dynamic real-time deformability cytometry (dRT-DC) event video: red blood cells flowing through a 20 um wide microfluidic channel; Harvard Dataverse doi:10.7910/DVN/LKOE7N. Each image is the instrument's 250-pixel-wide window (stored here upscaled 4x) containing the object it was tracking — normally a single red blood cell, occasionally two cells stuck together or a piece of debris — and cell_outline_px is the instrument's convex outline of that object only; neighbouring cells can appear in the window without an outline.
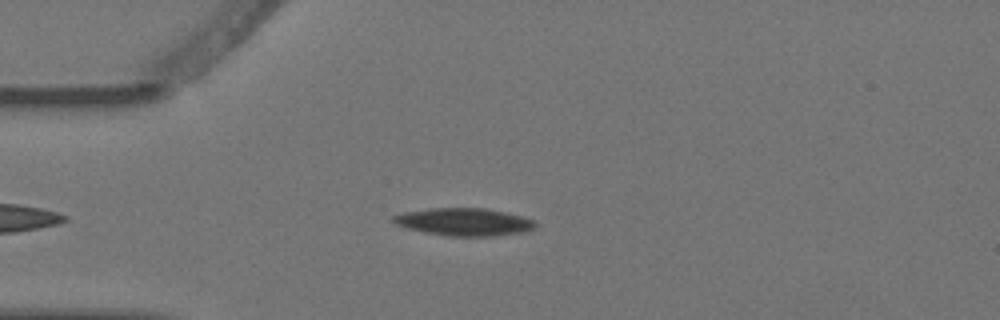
{"species": "Egyptian fruit bat (a non-hibernating species)", "species_latin": "Rousettus aegyptiacus", "temperature_condition": "warm", "stored_images_in_passage": 3, "camera_frame_rate_fps": 3000, "um_per_image_px": 0.085, "animal": {"sex": "female"}, "frame": {"image": 1, "passage_image": 3, "time_ms": 0.667, "image_size_px": [1000, 320], "cell_outline_px": [[536, 228], [524, 232], [488, 236], [448, 236], [424, 232], [408, 228], [396, 224], [392, 220], [392, 216], [404, 212], [428, 208], [484, 208], [504, 212], [520, 216], [532, 220], [536, 224]], "centroid_in_image_um": [39.42, 18.86], "position_along_channel_um": 45.6, "area_um2": 22.66}}